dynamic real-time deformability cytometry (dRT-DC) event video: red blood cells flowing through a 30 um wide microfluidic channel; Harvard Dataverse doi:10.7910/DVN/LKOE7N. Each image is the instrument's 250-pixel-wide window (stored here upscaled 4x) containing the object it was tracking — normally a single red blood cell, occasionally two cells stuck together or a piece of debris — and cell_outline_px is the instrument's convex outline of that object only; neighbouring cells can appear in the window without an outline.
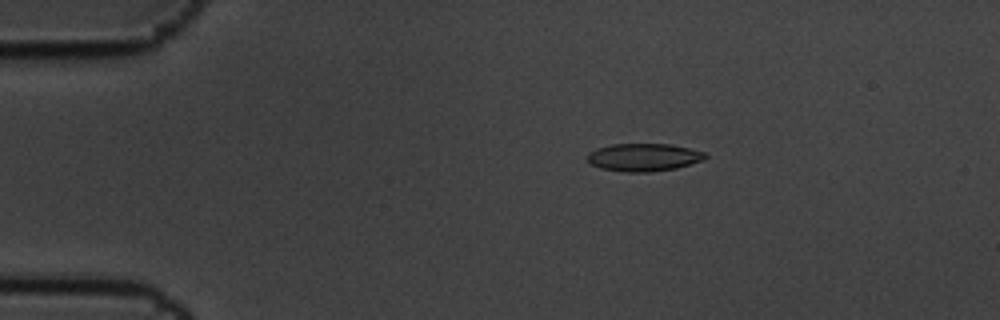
{"species": "common noctule bat (a hibernating species)", "species_latin": "Nyctalus noctula", "temperature_condition": "cold", "stored_images_in_passage": 5, "camera_frame_rate_fps": 3000, "um_per_image_px": 0.085, "animal": {"sex": "male", "body_mass_g": 19.5, "forearm_length_mm": 54.6}, "frame": {"image": 1, "passage_image": 3, "time_ms": 0.667, "image_size_px": [1000, 320], "cell_outline_px": [[708, 156], [704, 160], [676, 168], [648, 172], [624, 172], [600, 168], [592, 164], [588, 160], [588, 152], [596, 148], [612, 144], [672, 144], [704, 152]], "centroid_in_image_um": [54.71, 13.37], "position_along_channel_um": 30.3, "area_um2": 19.07}}